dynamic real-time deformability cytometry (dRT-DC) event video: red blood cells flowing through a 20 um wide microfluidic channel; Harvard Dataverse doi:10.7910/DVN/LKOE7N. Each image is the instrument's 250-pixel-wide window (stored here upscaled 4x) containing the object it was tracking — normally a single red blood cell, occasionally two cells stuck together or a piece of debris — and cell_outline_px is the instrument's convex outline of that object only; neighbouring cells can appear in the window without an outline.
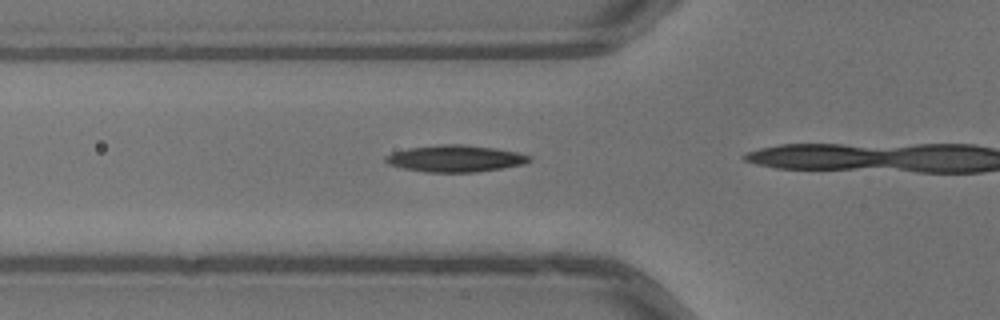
{"species": "common noctule bat (a hibernating species)", "species_latin": "Nyctalus noctula", "temperature_condition": "warm", "stored_images_in_passage": 8, "camera_frame_rate_fps": 3000, "um_per_image_px": 0.085, "animal": {"sex": "male", "body_mass_g": 13.3}, "frame": {"image": 1, "passage_image": 4, "time_ms": 1.0, "image_size_px": [1000, 320], "cell_outline_px": [[532, 160], [524, 164], [476, 172], [424, 172], [404, 168], [388, 164], [384, 160], [392, 152], [408, 148], [444, 144], [460, 144], [496, 148], [516, 152], [528, 156]], "centroid_in_image_um": [38.69, 13.47], "position_along_channel_um": 87.1, "area_um2": 22.14}}
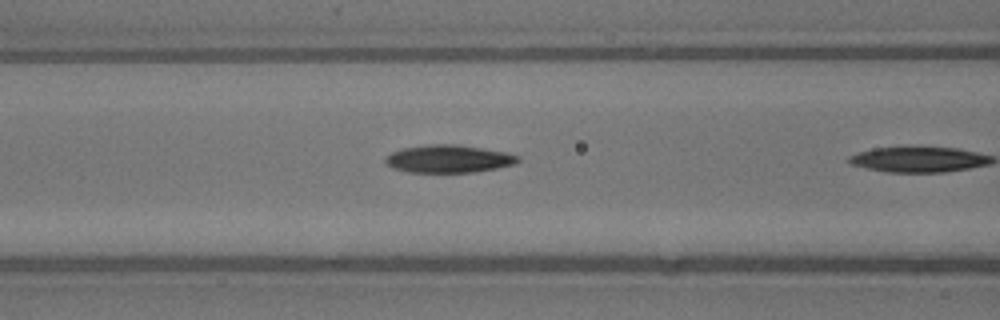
{"frame": {"image": 2, "passage_image": 7, "time_ms": 2.0, "image_size_px": [1000, 320], "cell_outline_px": [[520, 160], [516, 164], [496, 168], [472, 172], [408, 172], [392, 168], [384, 160], [392, 152], [404, 148], [432, 144], [456, 144], [508, 152], [520, 156]], "centroid_in_image_um": [38.18, 13.5], "position_along_channel_um": 128.4, "area_um2": 21.33}}